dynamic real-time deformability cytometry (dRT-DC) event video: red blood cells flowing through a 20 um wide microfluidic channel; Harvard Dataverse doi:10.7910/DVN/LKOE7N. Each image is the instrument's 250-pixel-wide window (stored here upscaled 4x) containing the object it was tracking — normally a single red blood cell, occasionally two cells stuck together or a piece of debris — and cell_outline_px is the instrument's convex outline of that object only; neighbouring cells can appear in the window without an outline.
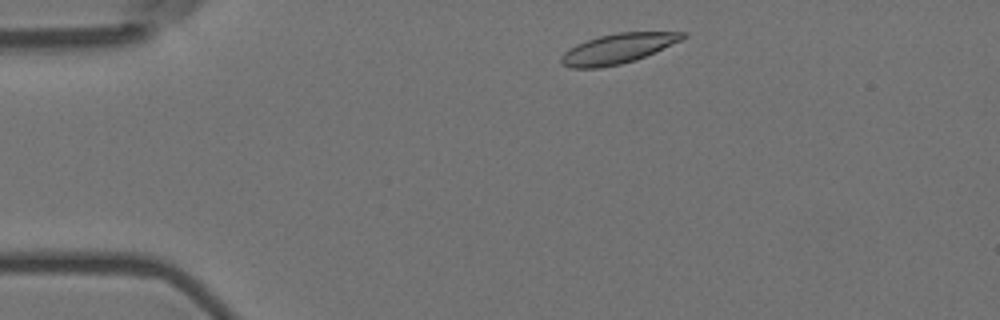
{"species": "Egyptian fruit bat (a non-hibernating species)", "species_latin": "Rousettus aegyptiacus", "temperature_condition": "room temperature", "stored_images_in_passage": 6, "camera_frame_rate_fps": 3000, "um_per_image_px": 0.085, "animal": {"sex": "female"}, "frame": {"image": 1, "passage_image": 1, "time_ms": 0.0, "image_size_px": [1000, 320], "cell_outline_px": [[688, 36], [680, 40], [636, 60], [620, 64], [600, 68], [572, 68], [560, 64], [560, 56], [564, 52], [576, 44], [600, 36], [616, 32], [688, 32]], "centroid_in_image_um": [52.47, 4.13], "position_along_channel_um": 32.5, "area_um2": 21.04}}
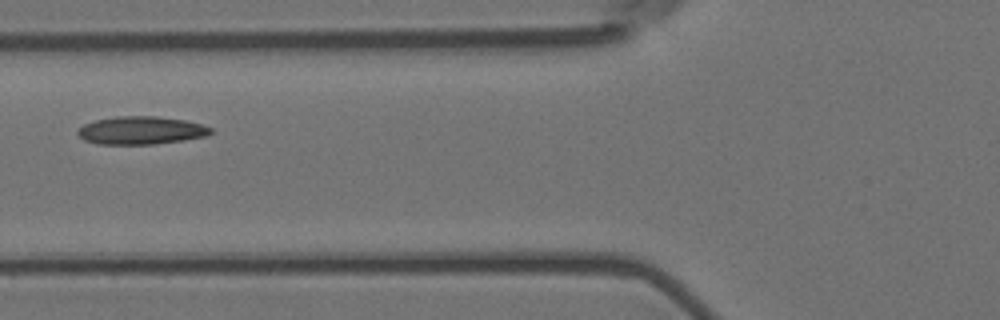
{"frame": {"image": 2, "passage_image": 4, "time_ms": 1.0, "image_size_px": [1000, 320], "cell_outline_px": [[212, 132], [208, 136], [184, 140], [152, 144], [100, 144], [84, 140], [76, 132], [84, 124], [96, 120], [116, 116], [156, 116], [184, 120], [200, 124], [212, 128]], "centroid_in_image_um": [12.0, 11.08], "position_along_channel_um": 113.8, "area_um2": 21.56}}
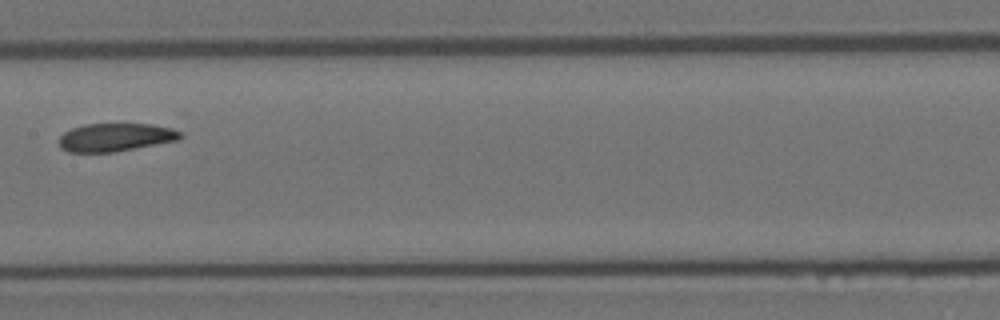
{"frame": {"image": 3, "passage_image": 6, "time_ms": 1.667, "image_size_px": [1000, 320], "cell_outline_px": [[184, 136], [180, 140], [112, 152], [68, 152], [60, 148], [60, 136], [64, 132], [72, 128], [84, 124], [152, 124], [172, 128], [180, 132]], "centroid_in_image_um": [9.83, 11.67], "position_along_channel_um": 197.6, "area_um2": 19.88}}